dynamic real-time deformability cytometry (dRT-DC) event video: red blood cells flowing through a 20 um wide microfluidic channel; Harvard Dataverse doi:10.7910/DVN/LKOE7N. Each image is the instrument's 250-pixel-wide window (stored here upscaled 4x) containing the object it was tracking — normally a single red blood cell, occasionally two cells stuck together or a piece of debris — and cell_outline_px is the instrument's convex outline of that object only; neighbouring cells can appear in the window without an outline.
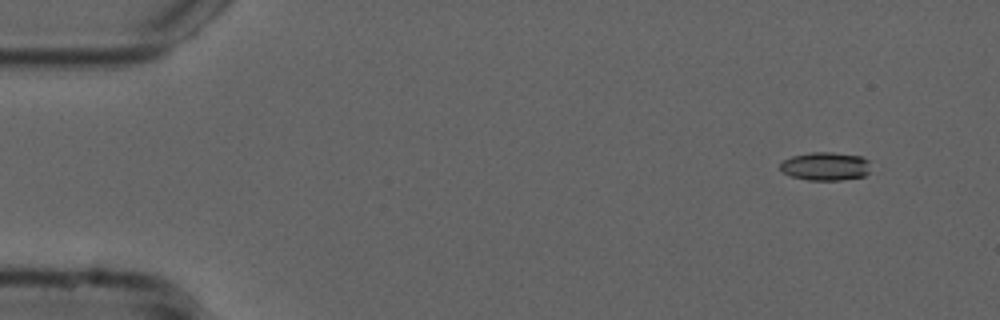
{"species": "common noctule bat (a hibernating species)", "species_latin": "Nyctalus noctula", "temperature_condition": "cold", "stored_images_in_passage": 51, "camera_frame_rate_fps": 3000, "um_per_image_px": 0.085, "animal": {"sex": "male", "forearm_length_mm": 52.5}, "frame": {"image": 1, "passage_image": 1, "time_ms": 0.0, "image_size_px": [1000, 320], "cell_outline_px": [[868, 172], [864, 176], [840, 180], [808, 180], [792, 176], [784, 172], [780, 168], [780, 164], [784, 160], [792, 156], [812, 152], [832, 152], [864, 156], [868, 160]], "centroid_in_image_um": [70.18, 14.12], "position_along_channel_um": 14.8, "area_um2": 14.85}}
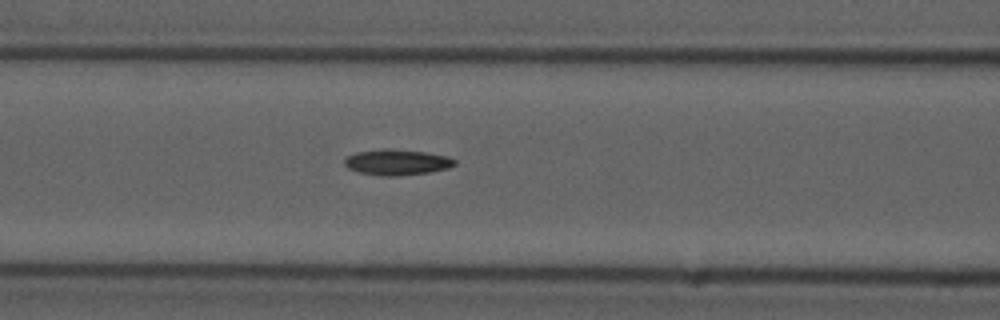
{"frame": {"image": 2, "passage_image": 19, "time_ms": 6.0, "image_size_px": [1000, 320], "cell_outline_px": [[456, 164], [448, 168], [428, 172], [392, 176], [380, 176], [360, 172], [348, 168], [344, 164], [344, 160], [348, 156], [356, 152], [384, 148], [392, 148], [424, 152], [448, 156], [456, 160]], "centroid_in_image_um": [33.73, 13.77], "position_along_channel_um": 132.9, "area_um2": 16.47}}
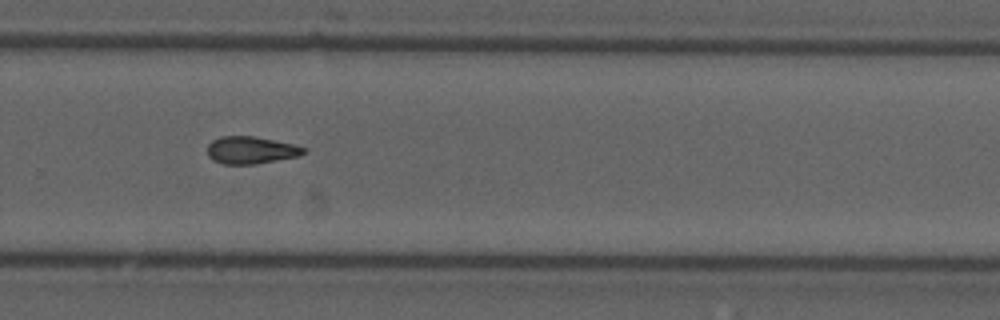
{"frame": {"image": 3, "passage_image": 33, "time_ms": 10.667, "image_size_px": [1000, 320], "cell_outline_px": [[308, 148], [300, 156], [256, 164], [224, 164], [212, 160], [208, 156], [208, 144], [212, 140], [220, 136], [256, 136], [292, 144]], "centroid_in_image_um": [21.32, 12.76], "position_along_channel_um": 308.5, "area_um2": 15.43}, "authors_computed_cell_mechanics": {"area_um2": 15.4326, "velocity_mm_per_s": 3.7741, "shape_relaxation_time_tau1_ms": 5.9206, "shape_relaxation_time_tau2_ms": null, "deformation_change_tau1": 0.1785, "deformation_change_tau2": null}}